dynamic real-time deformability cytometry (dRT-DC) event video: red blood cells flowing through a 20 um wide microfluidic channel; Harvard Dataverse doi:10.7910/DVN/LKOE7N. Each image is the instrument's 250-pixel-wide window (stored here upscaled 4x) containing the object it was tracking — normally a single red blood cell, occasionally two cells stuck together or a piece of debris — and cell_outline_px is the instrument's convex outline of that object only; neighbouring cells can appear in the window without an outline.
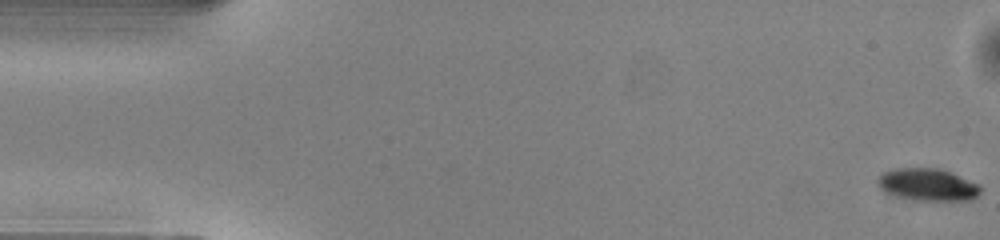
{"species": "common noctule bat (a hibernating species)", "species_latin": "Nyctalus noctula", "temperature_condition": "warm", "stored_images_in_passage": 50, "camera_frame_rate_fps": 3000, "um_per_image_px": 0.085, "animal": {"sex": "male", "body_mass_g": 13.0, "forearm_length_mm": 53.1}, "frame": {"image": 1, "passage_image": 1, "time_ms": 0.0, "image_size_px": [1000, 240], "cell_outline_px": [[980, 192], [972, 200], [916, 200], [884, 192], [876, 184], [876, 180], [884, 172], [892, 168], [940, 168], [952, 172], [980, 184]], "centroid_in_image_um": [78.86, 15.68], "position_along_channel_um": 6.1, "area_um2": 19.42}}
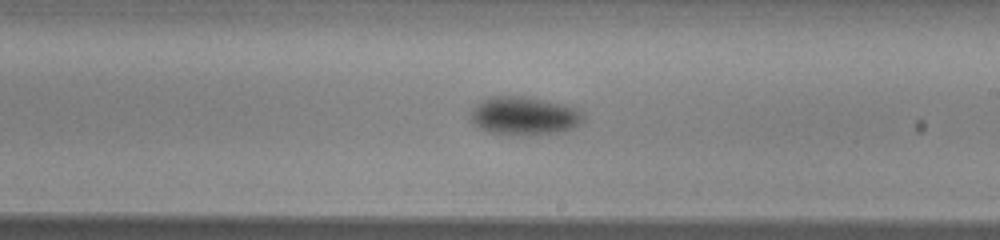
{"frame": {"image": 2, "passage_image": 29, "time_ms": 9.333, "image_size_px": [1000, 240], "cell_outline_px": [[584, 116], [580, 124], [564, 132], [524, 136], [488, 132], [476, 128], [472, 120], [472, 108], [480, 100], [492, 96], [532, 96], [564, 104], [584, 112]], "centroid_in_image_um": [44.56, 9.85], "position_along_channel_um": 244.4, "area_um2": 25.72}}
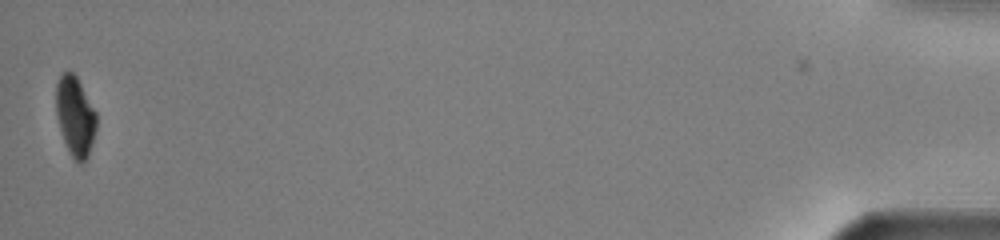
{"frame": {"image": 3, "passage_image": 50, "time_ms": 16.333, "image_size_px": [1000, 240], "cell_outline_px": [[96, 132], [88, 156], [84, 164], [80, 164], [72, 156], [64, 140], [60, 128], [56, 112], [56, 84], [60, 72], [68, 68], [76, 76], [96, 112]], "centroid_in_image_um": [6.39, 9.84], "position_along_channel_um": 428.8, "area_um2": 18.79}, "authors_computed_cell_mechanics": {"area_um2": 22.3686, "velocity_mm_per_s": 4.1009, "shape_relaxation_time_tau1_ms": 1.5642, "shape_relaxation_time_tau2_ms": null, "deformation_change_tau1": 0.0954, "deformation_change_tau2": null}}